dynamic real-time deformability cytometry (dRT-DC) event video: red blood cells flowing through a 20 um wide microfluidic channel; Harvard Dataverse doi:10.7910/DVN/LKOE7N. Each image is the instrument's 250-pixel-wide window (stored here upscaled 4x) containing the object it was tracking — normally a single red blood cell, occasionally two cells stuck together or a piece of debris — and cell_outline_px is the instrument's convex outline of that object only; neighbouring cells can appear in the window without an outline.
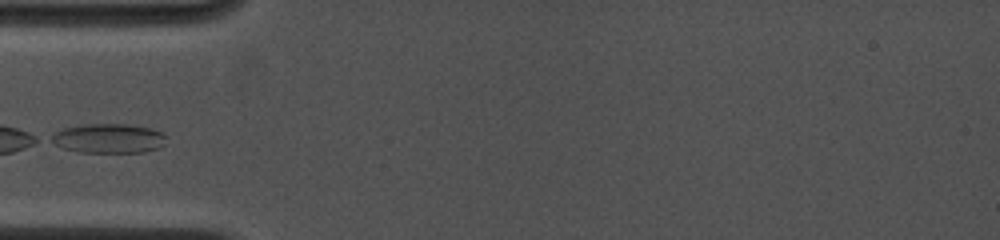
{"species": "common noctule bat (a hibernating species)", "species_latin": "Nyctalus noctula", "temperature_condition": "cold", "stored_images_in_passage": 1, "camera_frame_rate_fps": 4500, "um_per_image_px": 0.085, "animal": {"sex": "female", "body_mass_g": 19.0, "forearm_length_mm": 53.3}, "frame": {"image": 1, "passage_image": 1, "time_ms": 0.0, "image_size_px": [1000, 240], "cell_outline_px": [[168, 136], [164, 144], [160, 148], [144, 152], [80, 152], [64, 148], [48, 140], [48, 136], [64, 128], [84, 124], [128, 124], [152, 128]], "centroid_in_image_um": [9.25, 11.76], "position_along_channel_um": 75.8, "area_um2": 19.88}}